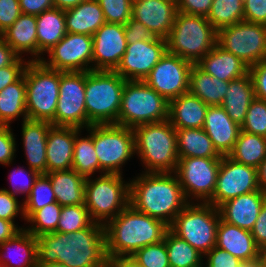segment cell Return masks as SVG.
I'll list each match as a JSON object with an SVG mask.
<instances>
[{
  "label": "cell",
  "instance_id": "obj_1",
  "mask_svg": "<svg viewBox=\"0 0 266 267\" xmlns=\"http://www.w3.org/2000/svg\"><path fill=\"white\" fill-rule=\"evenodd\" d=\"M37 263H62L67 267H108L104 225L70 233L51 232L37 237Z\"/></svg>",
  "mask_w": 266,
  "mask_h": 267
},
{
  "label": "cell",
  "instance_id": "obj_2",
  "mask_svg": "<svg viewBox=\"0 0 266 267\" xmlns=\"http://www.w3.org/2000/svg\"><path fill=\"white\" fill-rule=\"evenodd\" d=\"M188 203L175 173L142 172L130 180L129 205L168 226Z\"/></svg>",
  "mask_w": 266,
  "mask_h": 267
},
{
  "label": "cell",
  "instance_id": "obj_3",
  "mask_svg": "<svg viewBox=\"0 0 266 267\" xmlns=\"http://www.w3.org/2000/svg\"><path fill=\"white\" fill-rule=\"evenodd\" d=\"M169 226L128 205L104 225L108 259L132 256L140 248L164 240Z\"/></svg>",
  "mask_w": 266,
  "mask_h": 267
},
{
  "label": "cell",
  "instance_id": "obj_4",
  "mask_svg": "<svg viewBox=\"0 0 266 267\" xmlns=\"http://www.w3.org/2000/svg\"><path fill=\"white\" fill-rule=\"evenodd\" d=\"M135 153L144 166L142 172L175 173L179 155L176 129L169 120L136 126Z\"/></svg>",
  "mask_w": 266,
  "mask_h": 267
},
{
  "label": "cell",
  "instance_id": "obj_5",
  "mask_svg": "<svg viewBox=\"0 0 266 267\" xmlns=\"http://www.w3.org/2000/svg\"><path fill=\"white\" fill-rule=\"evenodd\" d=\"M126 80L115 71L86 72L85 109L87 128L94 124H116Z\"/></svg>",
  "mask_w": 266,
  "mask_h": 267
},
{
  "label": "cell",
  "instance_id": "obj_6",
  "mask_svg": "<svg viewBox=\"0 0 266 267\" xmlns=\"http://www.w3.org/2000/svg\"><path fill=\"white\" fill-rule=\"evenodd\" d=\"M218 31L207 17L177 12L167 51L197 64L217 44Z\"/></svg>",
  "mask_w": 266,
  "mask_h": 267
},
{
  "label": "cell",
  "instance_id": "obj_7",
  "mask_svg": "<svg viewBox=\"0 0 266 267\" xmlns=\"http://www.w3.org/2000/svg\"><path fill=\"white\" fill-rule=\"evenodd\" d=\"M24 77L28 119L50 122L54 126L60 71L46 67L41 61H30L24 71Z\"/></svg>",
  "mask_w": 266,
  "mask_h": 267
},
{
  "label": "cell",
  "instance_id": "obj_8",
  "mask_svg": "<svg viewBox=\"0 0 266 267\" xmlns=\"http://www.w3.org/2000/svg\"><path fill=\"white\" fill-rule=\"evenodd\" d=\"M86 178L84 205L94 222L105 225L129 205L130 181L120 174Z\"/></svg>",
  "mask_w": 266,
  "mask_h": 267
},
{
  "label": "cell",
  "instance_id": "obj_9",
  "mask_svg": "<svg viewBox=\"0 0 266 267\" xmlns=\"http://www.w3.org/2000/svg\"><path fill=\"white\" fill-rule=\"evenodd\" d=\"M169 102L144 81H126L117 125L136 126L168 119Z\"/></svg>",
  "mask_w": 266,
  "mask_h": 267
},
{
  "label": "cell",
  "instance_id": "obj_10",
  "mask_svg": "<svg viewBox=\"0 0 266 267\" xmlns=\"http://www.w3.org/2000/svg\"><path fill=\"white\" fill-rule=\"evenodd\" d=\"M220 218L219 209L212 204L189 202L169 229L205 255L216 246Z\"/></svg>",
  "mask_w": 266,
  "mask_h": 267
},
{
  "label": "cell",
  "instance_id": "obj_11",
  "mask_svg": "<svg viewBox=\"0 0 266 267\" xmlns=\"http://www.w3.org/2000/svg\"><path fill=\"white\" fill-rule=\"evenodd\" d=\"M93 144L101 174H120L122 166L135 155L132 128L117 124H94Z\"/></svg>",
  "mask_w": 266,
  "mask_h": 267
},
{
  "label": "cell",
  "instance_id": "obj_12",
  "mask_svg": "<svg viewBox=\"0 0 266 267\" xmlns=\"http://www.w3.org/2000/svg\"><path fill=\"white\" fill-rule=\"evenodd\" d=\"M217 44L250 67L266 59V25L238 22L218 30Z\"/></svg>",
  "mask_w": 266,
  "mask_h": 267
},
{
  "label": "cell",
  "instance_id": "obj_13",
  "mask_svg": "<svg viewBox=\"0 0 266 267\" xmlns=\"http://www.w3.org/2000/svg\"><path fill=\"white\" fill-rule=\"evenodd\" d=\"M220 163L221 158L179 157L175 174L189 202L207 203L213 197Z\"/></svg>",
  "mask_w": 266,
  "mask_h": 267
},
{
  "label": "cell",
  "instance_id": "obj_14",
  "mask_svg": "<svg viewBox=\"0 0 266 267\" xmlns=\"http://www.w3.org/2000/svg\"><path fill=\"white\" fill-rule=\"evenodd\" d=\"M86 72H61L54 126L87 129Z\"/></svg>",
  "mask_w": 266,
  "mask_h": 267
},
{
  "label": "cell",
  "instance_id": "obj_15",
  "mask_svg": "<svg viewBox=\"0 0 266 267\" xmlns=\"http://www.w3.org/2000/svg\"><path fill=\"white\" fill-rule=\"evenodd\" d=\"M40 61L48 68L61 72L92 70L93 38L85 34L67 33Z\"/></svg>",
  "mask_w": 266,
  "mask_h": 267
},
{
  "label": "cell",
  "instance_id": "obj_16",
  "mask_svg": "<svg viewBox=\"0 0 266 267\" xmlns=\"http://www.w3.org/2000/svg\"><path fill=\"white\" fill-rule=\"evenodd\" d=\"M192 65V62L166 51L144 82L169 102L188 93Z\"/></svg>",
  "mask_w": 266,
  "mask_h": 267
},
{
  "label": "cell",
  "instance_id": "obj_17",
  "mask_svg": "<svg viewBox=\"0 0 266 267\" xmlns=\"http://www.w3.org/2000/svg\"><path fill=\"white\" fill-rule=\"evenodd\" d=\"M257 190H260L257 168L222 156L213 197L207 203L218 208L232 198Z\"/></svg>",
  "mask_w": 266,
  "mask_h": 267
},
{
  "label": "cell",
  "instance_id": "obj_18",
  "mask_svg": "<svg viewBox=\"0 0 266 267\" xmlns=\"http://www.w3.org/2000/svg\"><path fill=\"white\" fill-rule=\"evenodd\" d=\"M166 51L167 40L159 37L127 43L126 51L115 72L126 81H144Z\"/></svg>",
  "mask_w": 266,
  "mask_h": 267
},
{
  "label": "cell",
  "instance_id": "obj_19",
  "mask_svg": "<svg viewBox=\"0 0 266 267\" xmlns=\"http://www.w3.org/2000/svg\"><path fill=\"white\" fill-rule=\"evenodd\" d=\"M92 38V70L115 71L127 47L124 25L104 23Z\"/></svg>",
  "mask_w": 266,
  "mask_h": 267
},
{
  "label": "cell",
  "instance_id": "obj_20",
  "mask_svg": "<svg viewBox=\"0 0 266 267\" xmlns=\"http://www.w3.org/2000/svg\"><path fill=\"white\" fill-rule=\"evenodd\" d=\"M178 12L176 0H142L132 3V18L155 36L167 39Z\"/></svg>",
  "mask_w": 266,
  "mask_h": 267
},
{
  "label": "cell",
  "instance_id": "obj_21",
  "mask_svg": "<svg viewBox=\"0 0 266 267\" xmlns=\"http://www.w3.org/2000/svg\"><path fill=\"white\" fill-rule=\"evenodd\" d=\"M265 200L266 192L261 189L239 195L218 207L220 217L229 224L251 231Z\"/></svg>",
  "mask_w": 266,
  "mask_h": 267
},
{
  "label": "cell",
  "instance_id": "obj_22",
  "mask_svg": "<svg viewBox=\"0 0 266 267\" xmlns=\"http://www.w3.org/2000/svg\"><path fill=\"white\" fill-rule=\"evenodd\" d=\"M221 156H228L238 139L241 126L234 123L221 106H209L202 127Z\"/></svg>",
  "mask_w": 266,
  "mask_h": 267
},
{
  "label": "cell",
  "instance_id": "obj_23",
  "mask_svg": "<svg viewBox=\"0 0 266 267\" xmlns=\"http://www.w3.org/2000/svg\"><path fill=\"white\" fill-rule=\"evenodd\" d=\"M216 247L227 251L242 262L262 258L251 231L229 224L220 218L217 226Z\"/></svg>",
  "mask_w": 266,
  "mask_h": 267
},
{
  "label": "cell",
  "instance_id": "obj_24",
  "mask_svg": "<svg viewBox=\"0 0 266 267\" xmlns=\"http://www.w3.org/2000/svg\"><path fill=\"white\" fill-rule=\"evenodd\" d=\"M76 127L51 126L47 134V173L72 169Z\"/></svg>",
  "mask_w": 266,
  "mask_h": 267
},
{
  "label": "cell",
  "instance_id": "obj_25",
  "mask_svg": "<svg viewBox=\"0 0 266 267\" xmlns=\"http://www.w3.org/2000/svg\"><path fill=\"white\" fill-rule=\"evenodd\" d=\"M22 142L28 168L39 174L47 173L46 146L47 134L52 126L50 122L25 120L22 121Z\"/></svg>",
  "mask_w": 266,
  "mask_h": 267
},
{
  "label": "cell",
  "instance_id": "obj_26",
  "mask_svg": "<svg viewBox=\"0 0 266 267\" xmlns=\"http://www.w3.org/2000/svg\"><path fill=\"white\" fill-rule=\"evenodd\" d=\"M37 237L22 229L0 244V267H36Z\"/></svg>",
  "mask_w": 266,
  "mask_h": 267
},
{
  "label": "cell",
  "instance_id": "obj_27",
  "mask_svg": "<svg viewBox=\"0 0 266 267\" xmlns=\"http://www.w3.org/2000/svg\"><path fill=\"white\" fill-rule=\"evenodd\" d=\"M208 107L188 92L169 101L168 120L175 129L202 128Z\"/></svg>",
  "mask_w": 266,
  "mask_h": 267
},
{
  "label": "cell",
  "instance_id": "obj_28",
  "mask_svg": "<svg viewBox=\"0 0 266 267\" xmlns=\"http://www.w3.org/2000/svg\"><path fill=\"white\" fill-rule=\"evenodd\" d=\"M197 65L212 77L228 82L243 77L249 72V67L237 56L224 50L218 44Z\"/></svg>",
  "mask_w": 266,
  "mask_h": 267
},
{
  "label": "cell",
  "instance_id": "obj_29",
  "mask_svg": "<svg viewBox=\"0 0 266 267\" xmlns=\"http://www.w3.org/2000/svg\"><path fill=\"white\" fill-rule=\"evenodd\" d=\"M5 42L20 56L28 53L30 61H37V21L35 15L21 14L18 19L1 34Z\"/></svg>",
  "mask_w": 266,
  "mask_h": 267
},
{
  "label": "cell",
  "instance_id": "obj_30",
  "mask_svg": "<svg viewBox=\"0 0 266 267\" xmlns=\"http://www.w3.org/2000/svg\"><path fill=\"white\" fill-rule=\"evenodd\" d=\"M226 92L220 106L234 123L241 126L245 120L248 107L256 98L250 73L248 72L243 77L231 80Z\"/></svg>",
  "mask_w": 266,
  "mask_h": 267
},
{
  "label": "cell",
  "instance_id": "obj_31",
  "mask_svg": "<svg viewBox=\"0 0 266 267\" xmlns=\"http://www.w3.org/2000/svg\"><path fill=\"white\" fill-rule=\"evenodd\" d=\"M37 61L67 34L63 10L51 8L36 16ZM43 55V56H42ZM42 56V57H41Z\"/></svg>",
  "mask_w": 266,
  "mask_h": 267
},
{
  "label": "cell",
  "instance_id": "obj_32",
  "mask_svg": "<svg viewBox=\"0 0 266 267\" xmlns=\"http://www.w3.org/2000/svg\"><path fill=\"white\" fill-rule=\"evenodd\" d=\"M64 14L67 33L93 36L106 23L97 0H86L74 8L64 11Z\"/></svg>",
  "mask_w": 266,
  "mask_h": 267
},
{
  "label": "cell",
  "instance_id": "obj_33",
  "mask_svg": "<svg viewBox=\"0 0 266 267\" xmlns=\"http://www.w3.org/2000/svg\"><path fill=\"white\" fill-rule=\"evenodd\" d=\"M45 175L50 179L56 202L60 206L84 204L86 179L75 170L55 171Z\"/></svg>",
  "mask_w": 266,
  "mask_h": 267
},
{
  "label": "cell",
  "instance_id": "obj_34",
  "mask_svg": "<svg viewBox=\"0 0 266 267\" xmlns=\"http://www.w3.org/2000/svg\"><path fill=\"white\" fill-rule=\"evenodd\" d=\"M228 81L219 80L193 64L189 73V93L208 106H220L226 96Z\"/></svg>",
  "mask_w": 266,
  "mask_h": 267
},
{
  "label": "cell",
  "instance_id": "obj_35",
  "mask_svg": "<svg viewBox=\"0 0 266 267\" xmlns=\"http://www.w3.org/2000/svg\"><path fill=\"white\" fill-rule=\"evenodd\" d=\"M179 157L222 158L203 128L176 129Z\"/></svg>",
  "mask_w": 266,
  "mask_h": 267
},
{
  "label": "cell",
  "instance_id": "obj_36",
  "mask_svg": "<svg viewBox=\"0 0 266 267\" xmlns=\"http://www.w3.org/2000/svg\"><path fill=\"white\" fill-rule=\"evenodd\" d=\"M18 117H22V121L28 119L24 75L18 81L0 91V120L2 123L10 126L12 121L19 119Z\"/></svg>",
  "mask_w": 266,
  "mask_h": 267
},
{
  "label": "cell",
  "instance_id": "obj_37",
  "mask_svg": "<svg viewBox=\"0 0 266 267\" xmlns=\"http://www.w3.org/2000/svg\"><path fill=\"white\" fill-rule=\"evenodd\" d=\"M89 135L81 137L82 129L76 128L72 169L85 179L99 172V161L93 144V125L87 129Z\"/></svg>",
  "mask_w": 266,
  "mask_h": 267
},
{
  "label": "cell",
  "instance_id": "obj_38",
  "mask_svg": "<svg viewBox=\"0 0 266 267\" xmlns=\"http://www.w3.org/2000/svg\"><path fill=\"white\" fill-rule=\"evenodd\" d=\"M228 156L238 163L257 168L266 158V137L241 130Z\"/></svg>",
  "mask_w": 266,
  "mask_h": 267
},
{
  "label": "cell",
  "instance_id": "obj_39",
  "mask_svg": "<svg viewBox=\"0 0 266 267\" xmlns=\"http://www.w3.org/2000/svg\"><path fill=\"white\" fill-rule=\"evenodd\" d=\"M164 241L170 267H203L204 255L170 229L167 230Z\"/></svg>",
  "mask_w": 266,
  "mask_h": 267
},
{
  "label": "cell",
  "instance_id": "obj_40",
  "mask_svg": "<svg viewBox=\"0 0 266 267\" xmlns=\"http://www.w3.org/2000/svg\"><path fill=\"white\" fill-rule=\"evenodd\" d=\"M244 0H213L207 19L218 31L244 21Z\"/></svg>",
  "mask_w": 266,
  "mask_h": 267
},
{
  "label": "cell",
  "instance_id": "obj_41",
  "mask_svg": "<svg viewBox=\"0 0 266 267\" xmlns=\"http://www.w3.org/2000/svg\"><path fill=\"white\" fill-rule=\"evenodd\" d=\"M23 201L25 220L35 211L56 202V196L50 179L45 174H40L34 182L31 193Z\"/></svg>",
  "mask_w": 266,
  "mask_h": 267
},
{
  "label": "cell",
  "instance_id": "obj_42",
  "mask_svg": "<svg viewBox=\"0 0 266 267\" xmlns=\"http://www.w3.org/2000/svg\"><path fill=\"white\" fill-rule=\"evenodd\" d=\"M61 210L62 206L57 202L44 206L26 220L27 223L29 222L32 225L29 224L24 229L35 237L56 232Z\"/></svg>",
  "mask_w": 266,
  "mask_h": 267
},
{
  "label": "cell",
  "instance_id": "obj_43",
  "mask_svg": "<svg viewBox=\"0 0 266 267\" xmlns=\"http://www.w3.org/2000/svg\"><path fill=\"white\" fill-rule=\"evenodd\" d=\"M94 221L84 204L62 206L56 232L70 233L89 227Z\"/></svg>",
  "mask_w": 266,
  "mask_h": 267
},
{
  "label": "cell",
  "instance_id": "obj_44",
  "mask_svg": "<svg viewBox=\"0 0 266 267\" xmlns=\"http://www.w3.org/2000/svg\"><path fill=\"white\" fill-rule=\"evenodd\" d=\"M131 257L143 267H170L164 240L140 248Z\"/></svg>",
  "mask_w": 266,
  "mask_h": 267
},
{
  "label": "cell",
  "instance_id": "obj_45",
  "mask_svg": "<svg viewBox=\"0 0 266 267\" xmlns=\"http://www.w3.org/2000/svg\"><path fill=\"white\" fill-rule=\"evenodd\" d=\"M241 130L266 137V100L255 98L251 102Z\"/></svg>",
  "mask_w": 266,
  "mask_h": 267
},
{
  "label": "cell",
  "instance_id": "obj_46",
  "mask_svg": "<svg viewBox=\"0 0 266 267\" xmlns=\"http://www.w3.org/2000/svg\"><path fill=\"white\" fill-rule=\"evenodd\" d=\"M106 23L125 25L132 18L131 0H97Z\"/></svg>",
  "mask_w": 266,
  "mask_h": 267
},
{
  "label": "cell",
  "instance_id": "obj_47",
  "mask_svg": "<svg viewBox=\"0 0 266 267\" xmlns=\"http://www.w3.org/2000/svg\"><path fill=\"white\" fill-rule=\"evenodd\" d=\"M39 175L40 174L33 169L29 168L28 171H26V169H24L23 166L22 167L18 166V168L13 170L9 175L10 176L9 180L10 183L12 184V190L11 189L8 190L6 188L3 189L6 190L9 194L17 197L20 194L21 195L25 194L24 196H26L25 198H27L31 193L34 182ZM18 178L21 179L19 180Z\"/></svg>",
  "mask_w": 266,
  "mask_h": 267
},
{
  "label": "cell",
  "instance_id": "obj_48",
  "mask_svg": "<svg viewBox=\"0 0 266 267\" xmlns=\"http://www.w3.org/2000/svg\"><path fill=\"white\" fill-rule=\"evenodd\" d=\"M21 215L25 221L24 203L18 201L17 196L9 194L3 188L0 189V218L15 223V217Z\"/></svg>",
  "mask_w": 266,
  "mask_h": 267
},
{
  "label": "cell",
  "instance_id": "obj_49",
  "mask_svg": "<svg viewBox=\"0 0 266 267\" xmlns=\"http://www.w3.org/2000/svg\"><path fill=\"white\" fill-rule=\"evenodd\" d=\"M16 139L11 126L0 128V164L11 165L16 158Z\"/></svg>",
  "mask_w": 266,
  "mask_h": 267
},
{
  "label": "cell",
  "instance_id": "obj_50",
  "mask_svg": "<svg viewBox=\"0 0 266 267\" xmlns=\"http://www.w3.org/2000/svg\"><path fill=\"white\" fill-rule=\"evenodd\" d=\"M207 260L204 267H239L241 260L228 253L227 251L214 246L204 255Z\"/></svg>",
  "mask_w": 266,
  "mask_h": 267
},
{
  "label": "cell",
  "instance_id": "obj_51",
  "mask_svg": "<svg viewBox=\"0 0 266 267\" xmlns=\"http://www.w3.org/2000/svg\"><path fill=\"white\" fill-rule=\"evenodd\" d=\"M23 57H19L11 65L0 68V91L18 81L24 75V71L30 60L26 61L27 59Z\"/></svg>",
  "mask_w": 266,
  "mask_h": 267
},
{
  "label": "cell",
  "instance_id": "obj_52",
  "mask_svg": "<svg viewBox=\"0 0 266 267\" xmlns=\"http://www.w3.org/2000/svg\"><path fill=\"white\" fill-rule=\"evenodd\" d=\"M22 14L19 0H0V35Z\"/></svg>",
  "mask_w": 266,
  "mask_h": 267
},
{
  "label": "cell",
  "instance_id": "obj_53",
  "mask_svg": "<svg viewBox=\"0 0 266 267\" xmlns=\"http://www.w3.org/2000/svg\"><path fill=\"white\" fill-rule=\"evenodd\" d=\"M244 21L266 25V0H244Z\"/></svg>",
  "mask_w": 266,
  "mask_h": 267
},
{
  "label": "cell",
  "instance_id": "obj_54",
  "mask_svg": "<svg viewBox=\"0 0 266 267\" xmlns=\"http://www.w3.org/2000/svg\"><path fill=\"white\" fill-rule=\"evenodd\" d=\"M249 73L253 81L255 97L266 100V59L250 66Z\"/></svg>",
  "mask_w": 266,
  "mask_h": 267
},
{
  "label": "cell",
  "instance_id": "obj_55",
  "mask_svg": "<svg viewBox=\"0 0 266 267\" xmlns=\"http://www.w3.org/2000/svg\"><path fill=\"white\" fill-rule=\"evenodd\" d=\"M125 37L127 43H136L137 41L153 40L155 36L142 23L130 18L124 25Z\"/></svg>",
  "mask_w": 266,
  "mask_h": 267
},
{
  "label": "cell",
  "instance_id": "obj_56",
  "mask_svg": "<svg viewBox=\"0 0 266 267\" xmlns=\"http://www.w3.org/2000/svg\"><path fill=\"white\" fill-rule=\"evenodd\" d=\"M213 0H176L178 12L207 17Z\"/></svg>",
  "mask_w": 266,
  "mask_h": 267
},
{
  "label": "cell",
  "instance_id": "obj_57",
  "mask_svg": "<svg viewBox=\"0 0 266 267\" xmlns=\"http://www.w3.org/2000/svg\"><path fill=\"white\" fill-rule=\"evenodd\" d=\"M253 239L261 251L266 247V200L251 230Z\"/></svg>",
  "mask_w": 266,
  "mask_h": 267
},
{
  "label": "cell",
  "instance_id": "obj_58",
  "mask_svg": "<svg viewBox=\"0 0 266 267\" xmlns=\"http://www.w3.org/2000/svg\"><path fill=\"white\" fill-rule=\"evenodd\" d=\"M19 5L23 14L35 16L54 7L53 0H19Z\"/></svg>",
  "mask_w": 266,
  "mask_h": 267
},
{
  "label": "cell",
  "instance_id": "obj_59",
  "mask_svg": "<svg viewBox=\"0 0 266 267\" xmlns=\"http://www.w3.org/2000/svg\"><path fill=\"white\" fill-rule=\"evenodd\" d=\"M19 57L0 35V68L13 64Z\"/></svg>",
  "mask_w": 266,
  "mask_h": 267
},
{
  "label": "cell",
  "instance_id": "obj_60",
  "mask_svg": "<svg viewBox=\"0 0 266 267\" xmlns=\"http://www.w3.org/2000/svg\"><path fill=\"white\" fill-rule=\"evenodd\" d=\"M22 229H24V227H18V224L16 225L12 221L0 218V244L13 238Z\"/></svg>",
  "mask_w": 266,
  "mask_h": 267
},
{
  "label": "cell",
  "instance_id": "obj_61",
  "mask_svg": "<svg viewBox=\"0 0 266 267\" xmlns=\"http://www.w3.org/2000/svg\"><path fill=\"white\" fill-rule=\"evenodd\" d=\"M108 267H143L131 256L114 257L108 259Z\"/></svg>",
  "mask_w": 266,
  "mask_h": 267
},
{
  "label": "cell",
  "instance_id": "obj_62",
  "mask_svg": "<svg viewBox=\"0 0 266 267\" xmlns=\"http://www.w3.org/2000/svg\"><path fill=\"white\" fill-rule=\"evenodd\" d=\"M86 0H53L54 8L66 11L78 6L80 3Z\"/></svg>",
  "mask_w": 266,
  "mask_h": 267
},
{
  "label": "cell",
  "instance_id": "obj_63",
  "mask_svg": "<svg viewBox=\"0 0 266 267\" xmlns=\"http://www.w3.org/2000/svg\"><path fill=\"white\" fill-rule=\"evenodd\" d=\"M257 180L259 188L266 192V158L257 167Z\"/></svg>",
  "mask_w": 266,
  "mask_h": 267
},
{
  "label": "cell",
  "instance_id": "obj_64",
  "mask_svg": "<svg viewBox=\"0 0 266 267\" xmlns=\"http://www.w3.org/2000/svg\"><path fill=\"white\" fill-rule=\"evenodd\" d=\"M239 267H266L262 258L253 261L242 262Z\"/></svg>",
  "mask_w": 266,
  "mask_h": 267
},
{
  "label": "cell",
  "instance_id": "obj_65",
  "mask_svg": "<svg viewBox=\"0 0 266 267\" xmlns=\"http://www.w3.org/2000/svg\"><path fill=\"white\" fill-rule=\"evenodd\" d=\"M36 267H67V266L65 264L56 262L52 264L37 263Z\"/></svg>",
  "mask_w": 266,
  "mask_h": 267
},
{
  "label": "cell",
  "instance_id": "obj_66",
  "mask_svg": "<svg viewBox=\"0 0 266 267\" xmlns=\"http://www.w3.org/2000/svg\"><path fill=\"white\" fill-rule=\"evenodd\" d=\"M262 259L266 264V247L262 250Z\"/></svg>",
  "mask_w": 266,
  "mask_h": 267
},
{
  "label": "cell",
  "instance_id": "obj_67",
  "mask_svg": "<svg viewBox=\"0 0 266 267\" xmlns=\"http://www.w3.org/2000/svg\"><path fill=\"white\" fill-rule=\"evenodd\" d=\"M5 125L2 123V121L0 120V128L4 127Z\"/></svg>",
  "mask_w": 266,
  "mask_h": 267
},
{
  "label": "cell",
  "instance_id": "obj_68",
  "mask_svg": "<svg viewBox=\"0 0 266 267\" xmlns=\"http://www.w3.org/2000/svg\"><path fill=\"white\" fill-rule=\"evenodd\" d=\"M132 1V3H134V2H137V1H142V0H131Z\"/></svg>",
  "mask_w": 266,
  "mask_h": 267
}]
</instances>
